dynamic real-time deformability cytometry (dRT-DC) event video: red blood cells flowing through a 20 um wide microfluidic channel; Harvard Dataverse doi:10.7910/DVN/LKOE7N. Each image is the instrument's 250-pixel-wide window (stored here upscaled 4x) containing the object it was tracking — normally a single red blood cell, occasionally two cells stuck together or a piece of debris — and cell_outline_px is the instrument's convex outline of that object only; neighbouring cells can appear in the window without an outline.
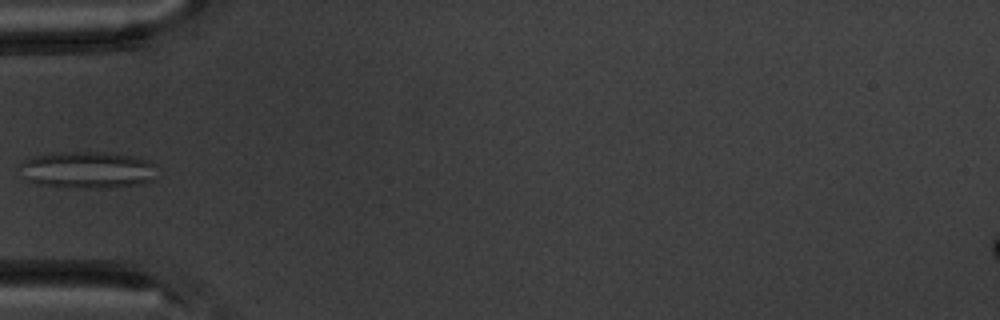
{"species": "common noctule bat (a hibernating species)", "species_latin": "Nyctalus noctula", "temperature_condition": "warm", "stored_images_in_passage": 7, "camera_frame_rate_fps": 3000, "um_per_image_px": 0.085, "animal": {"sex": "male", "body_mass_g": 20.1, "forearm_length_mm": 53.5}, "frame": {"image": 1, "passage_image": 5, "time_ms": 5.667, "image_size_px": [1000, 320], "cell_outline_px": [[156, 180], [140, 184], [104, 188], [80, 188], [36, 184], [24, 180], [20, 164], [24, 160], [36, 156], [60, 152], [104, 152], [132, 156], [148, 160], [156, 164]], "centroid_in_image_um": [7.48, 14.45], "position_along_channel_um": 77.5, "area_um2": 29.71}}
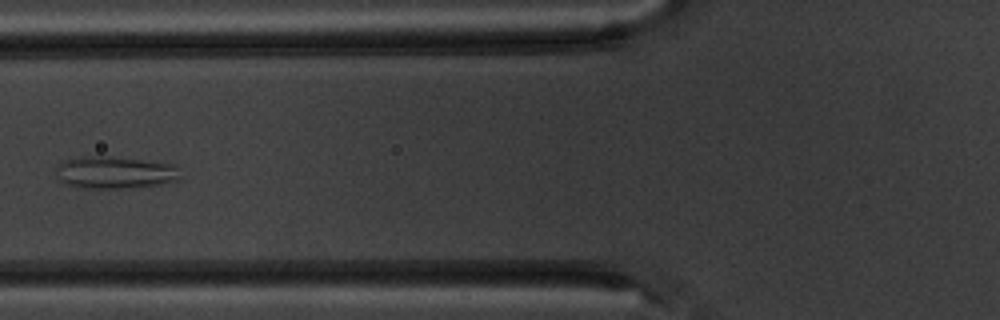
{"frame": {"image": 2, "passage_image": 6, "time_ms": 6.667, "image_size_px": [1000, 320], "cell_outline_px": [[180, 180], [160, 184], [128, 188], [84, 188], [64, 184], [60, 180], [56, 172], [56, 168], [64, 160], [88, 156], [100, 156], [140, 160], [172, 164], [176, 168]], "centroid_in_image_um": [9.73, 14.68], "position_along_channel_um": 116.1, "area_um2": 22.95}}